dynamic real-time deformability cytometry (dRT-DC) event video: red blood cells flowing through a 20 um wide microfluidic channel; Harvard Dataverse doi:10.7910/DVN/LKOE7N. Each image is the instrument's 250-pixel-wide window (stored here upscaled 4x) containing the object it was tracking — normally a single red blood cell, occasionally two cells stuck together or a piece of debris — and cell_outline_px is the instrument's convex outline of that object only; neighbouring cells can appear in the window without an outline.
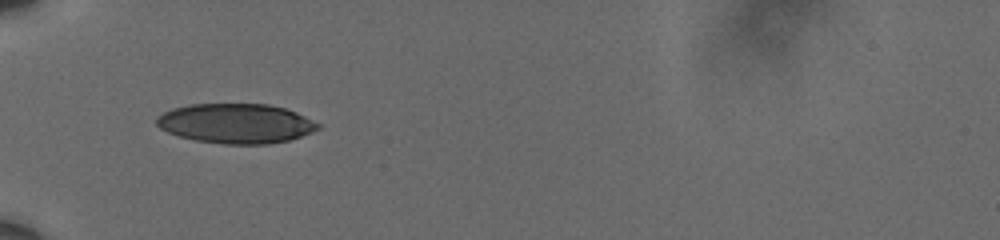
{"species": "human", "species_latin": "Homo sapiens", "temperature_condition": "cold", "stored_images_in_passage": 38, "camera_frame_rate_fps": 3000, "um_per_image_px": 0.085, "donor": {"sex": "male"}, "frame": {"image": 1, "passage_image": 1, "time_ms": 0.0, "image_size_px": [1000, 240], "cell_outline_px": [[320, 128], [312, 132], [288, 140], [268, 144], [224, 144], [196, 140], [180, 136], [168, 132], [160, 128], [156, 124], [156, 116], [172, 108], [192, 104], [268, 104], [284, 108], [296, 112], [320, 124]], "centroid_in_image_um": [20.04, 10.49], "position_along_channel_um": 65.0, "area_um2": 37.22}}
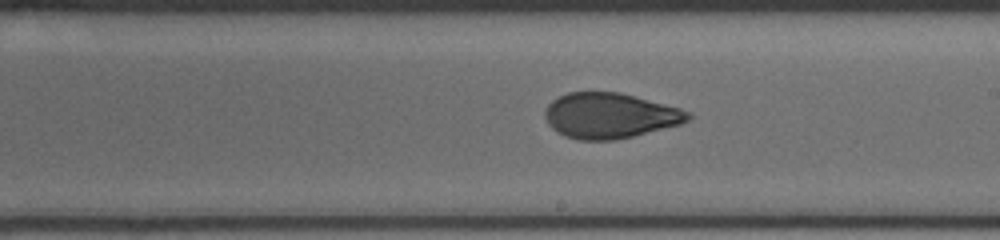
{"frame": {"image": 2, "passage_image": 16, "time_ms": 5.0, "image_size_px": [1000, 240], "cell_outline_px": [[692, 116], [688, 120], [680, 124], [616, 140], [580, 140], [564, 136], [556, 132], [548, 124], [544, 116], [544, 112], [548, 104], [552, 100], [568, 92], [620, 92], [680, 108], [692, 112]], "centroid_in_image_um": [51.82, 9.83], "position_along_channel_um": 237.2, "area_um2": 37.86}}
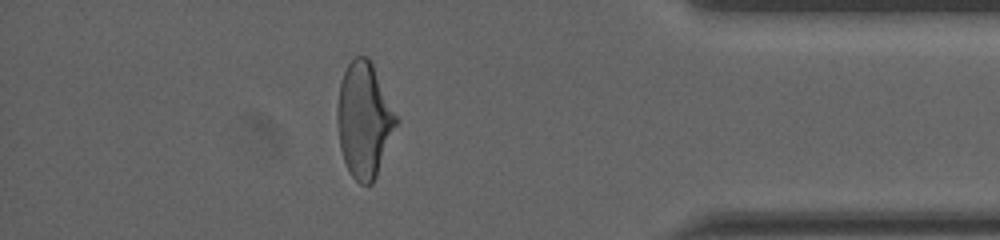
{"frame": {"image": 3, "passage_image": 32, "time_ms": 10.333, "image_size_px": [1000, 240], "cell_outline_px": [[400, 120], [376, 176], [372, 184], [360, 184], [348, 172], [340, 148], [336, 120], [336, 108], [340, 84], [344, 72], [348, 64], [356, 56], [368, 56]], "centroid_in_image_um": [30.95, 10.21], "position_along_channel_um": 404.2, "area_um2": 39.71}, "authors_computed_cell_mechanics": {"area_um2": 38.6971, "velocity_mm_per_s": 3.6135, "shape_relaxation_time_tau1_ms": 7.294, "shape_relaxation_time_tau2_ms": 1.1027, "deformation_change_tau1": 0.196, "deformation_change_tau2": 0.0633}}